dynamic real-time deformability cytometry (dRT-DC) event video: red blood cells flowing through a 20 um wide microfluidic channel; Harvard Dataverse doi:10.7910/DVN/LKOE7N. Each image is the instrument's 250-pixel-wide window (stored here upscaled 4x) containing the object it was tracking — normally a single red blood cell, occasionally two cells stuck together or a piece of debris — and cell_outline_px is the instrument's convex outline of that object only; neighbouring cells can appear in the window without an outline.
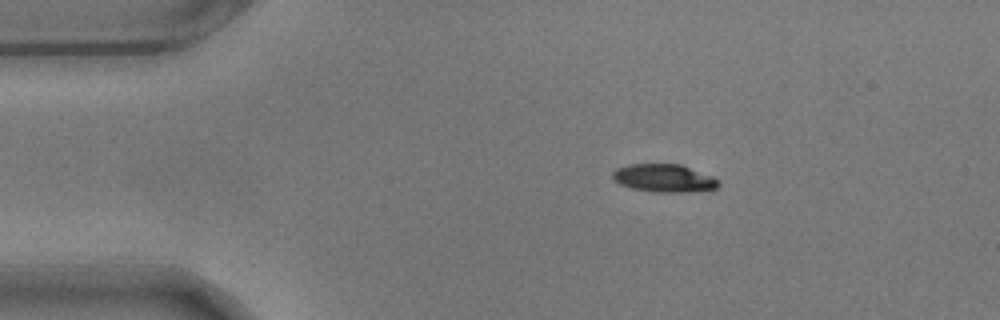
{"species": "common noctule bat (a hibernating species)", "species_latin": "Nyctalus noctula", "temperature_condition": "warm", "stored_images_in_passage": 48, "camera_frame_rate_fps": 3000, "um_per_image_px": 0.085, "animal": {"sex": "male", "body_mass_g": 17.9}, "frame": {"image": 1, "passage_image": 1, "time_ms": 0.0, "image_size_px": [1000, 320], "cell_outline_px": [[720, 184], [716, 188], [688, 192], [656, 192], [632, 188], [620, 184], [612, 180], [612, 172], [616, 168], [628, 164], [680, 164], [712, 176], [720, 180]], "centroid_in_image_um": [56.42, 15.14], "position_along_channel_um": 28.6, "area_um2": 17.28}}
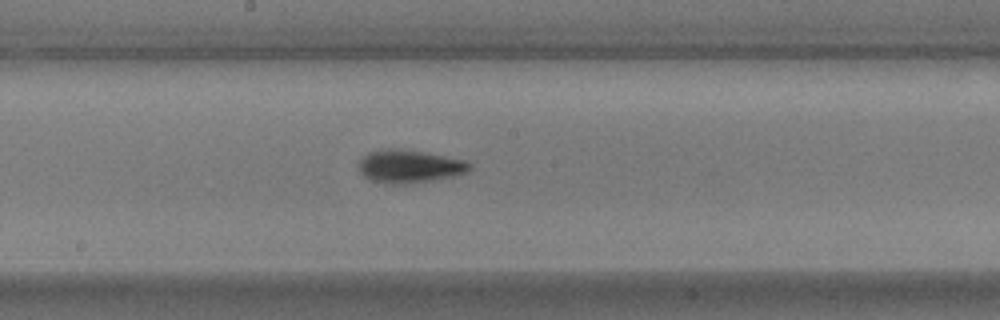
{"frame": {"image": 2, "passage_image": 21, "time_ms": 6.667, "image_size_px": [1000, 320], "cell_outline_px": [[472, 168], [468, 172], [452, 176], [432, 180], [404, 184], [392, 184], [372, 180], [364, 176], [360, 172], [360, 160], [368, 152], [388, 148], [392, 148], [424, 152], [464, 160], [472, 164]], "centroid_in_image_um": [34.82, 14.14], "position_along_channel_um": 213.4, "area_um2": 21.04}}
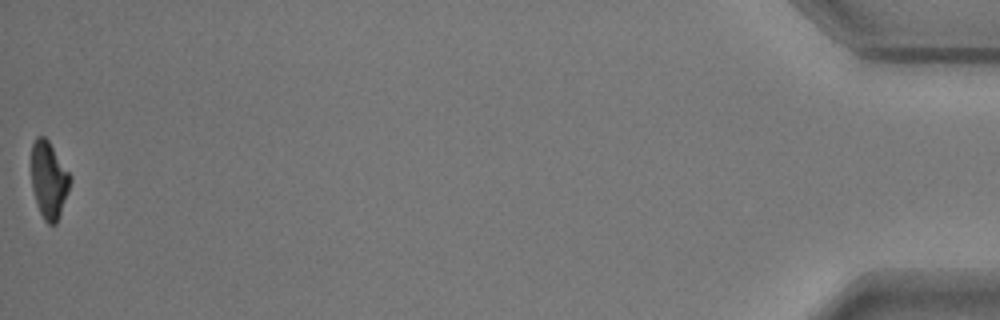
{"frame": {"image": 3, "passage_image": 48, "time_ms": 15.667, "image_size_px": [1000, 320], "cell_outline_px": [[72, 180], [68, 192], [56, 224], [48, 224], [44, 220], [36, 204], [32, 188], [32, 144], [36, 136], [44, 136], [48, 140], [72, 176]], "centroid_in_image_um": [4.16, 15.29], "position_along_channel_um": 431.0, "area_um2": 17.4}, "authors_computed_cell_mechanics": {"area_um2": 19.074, "velocity_mm_per_s": 3.5362, "shape_relaxation_time_tau1_ms": 2.6286, "shape_relaxation_time_tau2_ms": 3.1983, "deformation_change_tau1": 0.1452, "deformation_change_tau2": 0.0972}}